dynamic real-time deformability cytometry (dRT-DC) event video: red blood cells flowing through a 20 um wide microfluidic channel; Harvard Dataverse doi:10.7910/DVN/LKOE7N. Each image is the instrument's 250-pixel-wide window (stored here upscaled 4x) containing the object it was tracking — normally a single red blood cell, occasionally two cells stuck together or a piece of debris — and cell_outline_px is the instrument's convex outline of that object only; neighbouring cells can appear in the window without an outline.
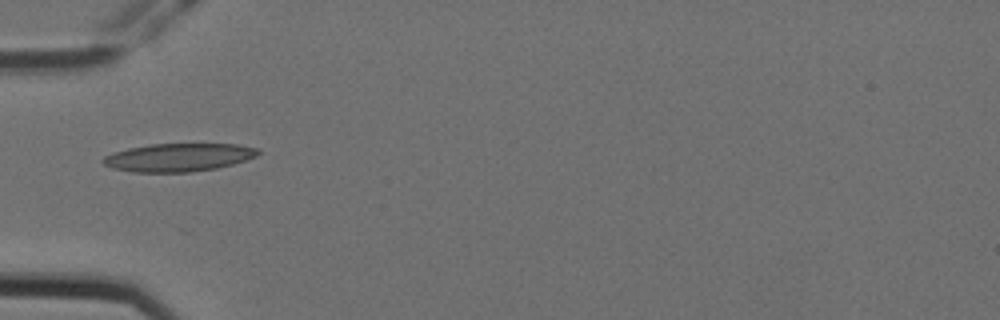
{"species": "Egyptian fruit bat (a non-hibernating species)", "species_latin": "Rousettus aegyptiacus", "temperature_condition": "cold", "stored_images_in_passage": 7, "camera_frame_rate_fps": 3000, "um_per_image_px": 0.085, "animal": {"sex": "female"}, "frame": {"image": 1, "passage_image": 5, "time_ms": 1.333, "image_size_px": [1000, 320], "cell_outline_px": [[260, 152], [256, 156], [232, 164], [216, 168], [192, 172], [132, 172], [112, 168], [104, 164], [100, 160], [104, 156], [112, 152], [128, 148], [152, 144], [236, 144], [260, 148]], "centroid_in_image_um": [15.15, 13.38], "position_along_channel_um": 69.9, "area_um2": 25.43}}
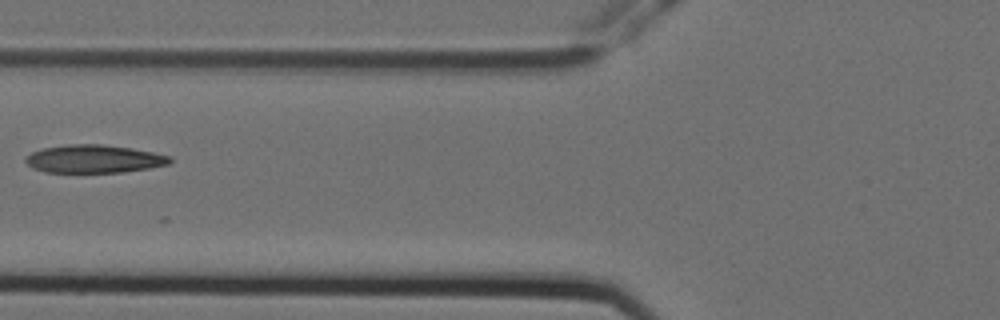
{"frame": {"image": 2, "passage_image": 6, "time_ms": 1.667, "image_size_px": [1000, 320], "cell_outline_px": [[172, 160], [168, 164], [148, 168], [124, 172], [44, 172], [32, 168], [24, 160], [32, 152], [44, 148], [68, 144], [100, 144], [132, 148], [172, 156]], "centroid_in_image_um": [8.0, 13.5], "position_along_channel_um": 117.8, "area_um2": 23.47}}
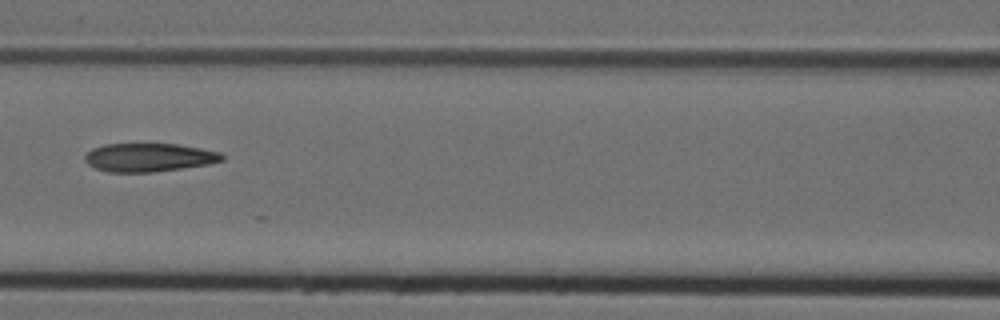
{"frame": {"image": 3, "passage_image": 7, "time_ms": 2.0, "image_size_px": [1000, 320], "cell_outline_px": [[224, 160], [208, 164], [152, 172], [108, 172], [96, 168], [88, 164], [84, 160], [84, 156], [92, 148], [104, 144], [176, 144], [200, 148], [220, 152], [224, 156]], "centroid_in_image_um": [12.64, 13.38], "position_along_channel_um": 154.0, "area_um2": 22.6}}